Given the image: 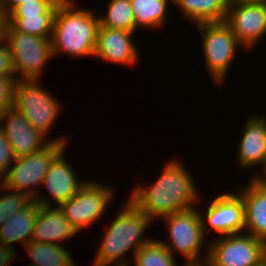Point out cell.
<instances>
[{
    "label": "cell",
    "mask_w": 266,
    "mask_h": 266,
    "mask_svg": "<svg viewBox=\"0 0 266 266\" xmlns=\"http://www.w3.org/2000/svg\"><path fill=\"white\" fill-rule=\"evenodd\" d=\"M0 76L11 77L16 81V73L10 47L5 41L0 44Z\"/></svg>",
    "instance_id": "obj_29"
},
{
    "label": "cell",
    "mask_w": 266,
    "mask_h": 266,
    "mask_svg": "<svg viewBox=\"0 0 266 266\" xmlns=\"http://www.w3.org/2000/svg\"><path fill=\"white\" fill-rule=\"evenodd\" d=\"M238 192L244 203V233L266 242V184L250 179Z\"/></svg>",
    "instance_id": "obj_18"
},
{
    "label": "cell",
    "mask_w": 266,
    "mask_h": 266,
    "mask_svg": "<svg viewBox=\"0 0 266 266\" xmlns=\"http://www.w3.org/2000/svg\"><path fill=\"white\" fill-rule=\"evenodd\" d=\"M55 14L8 16V25L14 30L42 38H51Z\"/></svg>",
    "instance_id": "obj_24"
},
{
    "label": "cell",
    "mask_w": 266,
    "mask_h": 266,
    "mask_svg": "<svg viewBox=\"0 0 266 266\" xmlns=\"http://www.w3.org/2000/svg\"><path fill=\"white\" fill-rule=\"evenodd\" d=\"M15 80L0 76V115L13 104V89Z\"/></svg>",
    "instance_id": "obj_30"
},
{
    "label": "cell",
    "mask_w": 266,
    "mask_h": 266,
    "mask_svg": "<svg viewBox=\"0 0 266 266\" xmlns=\"http://www.w3.org/2000/svg\"><path fill=\"white\" fill-rule=\"evenodd\" d=\"M258 266H266V259Z\"/></svg>",
    "instance_id": "obj_37"
},
{
    "label": "cell",
    "mask_w": 266,
    "mask_h": 266,
    "mask_svg": "<svg viewBox=\"0 0 266 266\" xmlns=\"http://www.w3.org/2000/svg\"><path fill=\"white\" fill-rule=\"evenodd\" d=\"M39 204L32 200L24 209L7 219L0 227V242L13 249L18 242L24 247L31 241L38 215Z\"/></svg>",
    "instance_id": "obj_19"
},
{
    "label": "cell",
    "mask_w": 266,
    "mask_h": 266,
    "mask_svg": "<svg viewBox=\"0 0 266 266\" xmlns=\"http://www.w3.org/2000/svg\"><path fill=\"white\" fill-rule=\"evenodd\" d=\"M168 161L154 184L140 182L133 186L128 199L153 222L156 218L195 208L201 199L194 178L183 163L178 159Z\"/></svg>",
    "instance_id": "obj_1"
},
{
    "label": "cell",
    "mask_w": 266,
    "mask_h": 266,
    "mask_svg": "<svg viewBox=\"0 0 266 266\" xmlns=\"http://www.w3.org/2000/svg\"><path fill=\"white\" fill-rule=\"evenodd\" d=\"M244 124L236 163L243 170L259 168L266 155V116L251 115Z\"/></svg>",
    "instance_id": "obj_16"
},
{
    "label": "cell",
    "mask_w": 266,
    "mask_h": 266,
    "mask_svg": "<svg viewBox=\"0 0 266 266\" xmlns=\"http://www.w3.org/2000/svg\"><path fill=\"white\" fill-rule=\"evenodd\" d=\"M0 130L10 142L16 157L28 156L45 148L51 141L67 145L65 135L56 139H48L40 131L34 129L24 116L13 106L0 115Z\"/></svg>",
    "instance_id": "obj_13"
},
{
    "label": "cell",
    "mask_w": 266,
    "mask_h": 266,
    "mask_svg": "<svg viewBox=\"0 0 266 266\" xmlns=\"http://www.w3.org/2000/svg\"><path fill=\"white\" fill-rule=\"evenodd\" d=\"M229 2V0H173V5L180 8L183 18L197 25L224 21Z\"/></svg>",
    "instance_id": "obj_20"
},
{
    "label": "cell",
    "mask_w": 266,
    "mask_h": 266,
    "mask_svg": "<svg viewBox=\"0 0 266 266\" xmlns=\"http://www.w3.org/2000/svg\"><path fill=\"white\" fill-rule=\"evenodd\" d=\"M183 266H206V263H186L185 262V264H183Z\"/></svg>",
    "instance_id": "obj_36"
},
{
    "label": "cell",
    "mask_w": 266,
    "mask_h": 266,
    "mask_svg": "<svg viewBox=\"0 0 266 266\" xmlns=\"http://www.w3.org/2000/svg\"><path fill=\"white\" fill-rule=\"evenodd\" d=\"M175 259L160 239L141 246L133 258L135 266H177Z\"/></svg>",
    "instance_id": "obj_25"
},
{
    "label": "cell",
    "mask_w": 266,
    "mask_h": 266,
    "mask_svg": "<svg viewBox=\"0 0 266 266\" xmlns=\"http://www.w3.org/2000/svg\"><path fill=\"white\" fill-rule=\"evenodd\" d=\"M23 2H34V0H0V10L8 14L14 7Z\"/></svg>",
    "instance_id": "obj_32"
},
{
    "label": "cell",
    "mask_w": 266,
    "mask_h": 266,
    "mask_svg": "<svg viewBox=\"0 0 266 266\" xmlns=\"http://www.w3.org/2000/svg\"><path fill=\"white\" fill-rule=\"evenodd\" d=\"M98 16L99 27L136 33V24L130 0H109L104 16Z\"/></svg>",
    "instance_id": "obj_23"
},
{
    "label": "cell",
    "mask_w": 266,
    "mask_h": 266,
    "mask_svg": "<svg viewBox=\"0 0 266 266\" xmlns=\"http://www.w3.org/2000/svg\"><path fill=\"white\" fill-rule=\"evenodd\" d=\"M114 218L103 233L93 266H131L128 252L134 250V258L137 250L152 240L143 235L153 221L129 200Z\"/></svg>",
    "instance_id": "obj_2"
},
{
    "label": "cell",
    "mask_w": 266,
    "mask_h": 266,
    "mask_svg": "<svg viewBox=\"0 0 266 266\" xmlns=\"http://www.w3.org/2000/svg\"><path fill=\"white\" fill-rule=\"evenodd\" d=\"M66 146L64 143L51 141L38 152L17 157L5 176V187L9 190L25 193L34 199L40 193L38 188L41 186L52 160Z\"/></svg>",
    "instance_id": "obj_9"
},
{
    "label": "cell",
    "mask_w": 266,
    "mask_h": 266,
    "mask_svg": "<svg viewBox=\"0 0 266 266\" xmlns=\"http://www.w3.org/2000/svg\"><path fill=\"white\" fill-rule=\"evenodd\" d=\"M161 219L164 224L166 223L165 227H167L169 234L168 240L171 241L165 240V242L164 239L160 241L173 256L179 253V255L186 258V263H206L209 254V243H206V255H203L201 252L207 238L202 230L197 207L176 212Z\"/></svg>",
    "instance_id": "obj_4"
},
{
    "label": "cell",
    "mask_w": 266,
    "mask_h": 266,
    "mask_svg": "<svg viewBox=\"0 0 266 266\" xmlns=\"http://www.w3.org/2000/svg\"><path fill=\"white\" fill-rule=\"evenodd\" d=\"M7 27H8V14L0 10V44L6 41Z\"/></svg>",
    "instance_id": "obj_33"
},
{
    "label": "cell",
    "mask_w": 266,
    "mask_h": 266,
    "mask_svg": "<svg viewBox=\"0 0 266 266\" xmlns=\"http://www.w3.org/2000/svg\"><path fill=\"white\" fill-rule=\"evenodd\" d=\"M77 234L78 230L64 217V212L59 206L39 205L31 240L64 245L63 240L75 238Z\"/></svg>",
    "instance_id": "obj_17"
},
{
    "label": "cell",
    "mask_w": 266,
    "mask_h": 266,
    "mask_svg": "<svg viewBox=\"0 0 266 266\" xmlns=\"http://www.w3.org/2000/svg\"><path fill=\"white\" fill-rule=\"evenodd\" d=\"M208 243L206 266H258L266 259V242L244 232Z\"/></svg>",
    "instance_id": "obj_8"
},
{
    "label": "cell",
    "mask_w": 266,
    "mask_h": 266,
    "mask_svg": "<svg viewBox=\"0 0 266 266\" xmlns=\"http://www.w3.org/2000/svg\"><path fill=\"white\" fill-rule=\"evenodd\" d=\"M16 253V250L0 242V266H10L16 259Z\"/></svg>",
    "instance_id": "obj_31"
},
{
    "label": "cell",
    "mask_w": 266,
    "mask_h": 266,
    "mask_svg": "<svg viewBox=\"0 0 266 266\" xmlns=\"http://www.w3.org/2000/svg\"><path fill=\"white\" fill-rule=\"evenodd\" d=\"M64 245L29 241L24 250L33 260L29 266H77ZM28 266V265H27Z\"/></svg>",
    "instance_id": "obj_21"
},
{
    "label": "cell",
    "mask_w": 266,
    "mask_h": 266,
    "mask_svg": "<svg viewBox=\"0 0 266 266\" xmlns=\"http://www.w3.org/2000/svg\"><path fill=\"white\" fill-rule=\"evenodd\" d=\"M195 26L203 40L201 45L206 69L216 85L223 84L237 47L243 46L225 21L205 22Z\"/></svg>",
    "instance_id": "obj_6"
},
{
    "label": "cell",
    "mask_w": 266,
    "mask_h": 266,
    "mask_svg": "<svg viewBox=\"0 0 266 266\" xmlns=\"http://www.w3.org/2000/svg\"><path fill=\"white\" fill-rule=\"evenodd\" d=\"M0 227L12 215L24 209L33 199L22 192L9 190L5 180H0ZM8 192V193H7Z\"/></svg>",
    "instance_id": "obj_26"
},
{
    "label": "cell",
    "mask_w": 266,
    "mask_h": 266,
    "mask_svg": "<svg viewBox=\"0 0 266 266\" xmlns=\"http://www.w3.org/2000/svg\"><path fill=\"white\" fill-rule=\"evenodd\" d=\"M0 179L1 180H5V177L3 175L0 174Z\"/></svg>",
    "instance_id": "obj_38"
},
{
    "label": "cell",
    "mask_w": 266,
    "mask_h": 266,
    "mask_svg": "<svg viewBox=\"0 0 266 266\" xmlns=\"http://www.w3.org/2000/svg\"><path fill=\"white\" fill-rule=\"evenodd\" d=\"M13 148L5 134L0 130V174L7 175L11 164L16 160Z\"/></svg>",
    "instance_id": "obj_28"
},
{
    "label": "cell",
    "mask_w": 266,
    "mask_h": 266,
    "mask_svg": "<svg viewBox=\"0 0 266 266\" xmlns=\"http://www.w3.org/2000/svg\"><path fill=\"white\" fill-rule=\"evenodd\" d=\"M134 32L99 27L93 57L123 66H134L140 58L132 39Z\"/></svg>",
    "instance_id": "obj_15"
},
{
    "label": "cell",
    "mask_w": 266,
    "mask_h": 266,
    "mask_svg": "<svg viewBox=\"0 0 266 266\" xmlns=\"http://www.w3.org/2000/svg\"><path fill=\"white\" fill-rule=\"evenodd\" d=\"M77 0H62L54 17L51 37L53 58L67 54L71 57L94 55L99 17L93 10L78 9Z\"/></svg>",
    "instance_id": "obj_3"
},
{
    "label": "cell",
    "mask_w": 266,
    "mask_h": 266,
    "mask_svg": "<svg viewBox=\"0 0 266 266\" xmlns=\"http://www.w3.org/2000/svg\"><path fill=\"white\" fill-rule=\"evenodd\" d=\"M40 80H16L12 106L46 137L61 113L60 102L39 85Z\"/></svg>",
    "instance_id": "obj_5"
},
{
    "label": "cell",
    "mask_w": 266,
    "mask_h": 266,
    "mask_svg": "<svg viewBox=\"0 0 266 266\" xmlns=\"http://www.w3.org/2000/svg\"><path fill=\"white\" fill-rule=\"evenodd\" d=\"M99 183L87 180L73 197L59 206L64 217L80 233L100 221L115 197L112 187Z\"/></svg>",
    "instance_id": "obj_10"
},
{
    "label": "cell",
    "mask_w": 266,
    "mask_h": 266,
    "mask_svg": "<svg viewBox=\"0 0 266 266\" xmlns=\"http://www.w3.org/2000/svg\"><path fill=\"white\" fill-rule=\"evenodd\" d=\"M6 42L11 50L16 80H40L45 65L53 58L51 38L14 31L8 25Z\"/></svg>",
    "instance_id": "obj_7"
},
{
    "label": "cell",
    "mask_w": 266,
    "mask_h": 266,
    "mask_svg": "<svg viewBox=\"0 0 266 266\" xmlns=\"http://www.w3.org/2000/svg\"><path fill=\"white\" fill-rule=\"evenodd\" d=\"M134 13L136 31L139 28H162L167 20V9L173 0H130ZM170 4V5H168Z\"/></svg>",
    "instance_id": "obj_22"
},
{
    "label": "cell",
    "mask_w": 266,
    "mask_h": 266,
    "mask_svg": "<svg viewBox=\"0 0 266 266\" xmlns=\"http://www.w3.org/2000/svg\"><path fill=\"white\" fill-rule=\"evenodd\" d=\"M206 208L205 214L197 208L205 236H208V225L210 231L214 230L219 234L218 237L244 232V203L239 193L223 192L214 197Z\"/></svg>",
    "instance_id": "obj_11"
},
{
    "label": "cell",
    "mask_w": 266,
    "mask_h": 266,
    "mask_svg": "<svg viewBox=\"0 0 266 266\" xmlns=\"http://www.w3.org/2000/svg\"><path fill=\"white\" fill-rule=\"evenodd\" d=\"M64 148L51 162L47 173L44 176L41 186L47 188L49 195L47 197L38 193L33 199L42 206H60L73 197L87 182L79 180L78 173L75 172L71 164L67 162ZM41 194V195H40ZM53 199V201H52ZM55 202V204H53Z\"/></svg>",
    "instance_id": "obj_14"
},
{
    "label": "cell",
    "mask_w": 266,
    "mask_h": 266,
    "mask_svg": "<svg viewBox=\"0 0 266 266\" xmlns=\"http://www.w3.org/2000/svg\"><path fill=\"white\" fill-rule=\"evenodd\" d=\"M261 173L262 174H260L258 172L257 173L258 175L255 173L256 176L255 175H252L250 179H252V180H258V181H261V182H263V183L266 184V155H265L264 161H263V163L261 165Z\"/></svg>",
    "instance_id": "obj_34"
},
{
    "label": "cell",
    "mask_w": 266,
    "mask_h": 266,
    "mask_svg": "<svg viewBox=\"0 0 266 266\" xmlns=\"http://www.w3.org/2000/svg\"><path fill=\"white\" fill-rule=\"evenodd\" d=\"M62 0H34L23 2L14 7L8 16H32L41 14H56L58 4Z\"/></svg>",
    "instance_id": "obj_27"
},
{
    "label": "cell",
    "mask_w": 266,
    "mask_h": 266,
    "mask_svg": "<svg viewBox=\"0 0 266 266\" xmlns=\"http://www.w3.org/2000/svg\"><path fill=\"white\" fill-rule=\"evenodd\" d=\"M229 1L243 2V3H265L266 4V0H229Z\"/></svg>",
    "instance_id": "obj_35"
},
{
    "label": "cell",
    "mask_w": 266,
    "mask_h": 266,
    "mask_svg": "<svg viewBox=\"0 0 266 266\" xmlns=\"http://www.w3.org/2000/svg\"><path fill=\"white\" fill-rule=\"evenodd\" d=\"M224 21L245 50L254 48L266 36V4L230 1Z\"/></svg>",
    "instance_id": "obj_12"
}]
</instances>
